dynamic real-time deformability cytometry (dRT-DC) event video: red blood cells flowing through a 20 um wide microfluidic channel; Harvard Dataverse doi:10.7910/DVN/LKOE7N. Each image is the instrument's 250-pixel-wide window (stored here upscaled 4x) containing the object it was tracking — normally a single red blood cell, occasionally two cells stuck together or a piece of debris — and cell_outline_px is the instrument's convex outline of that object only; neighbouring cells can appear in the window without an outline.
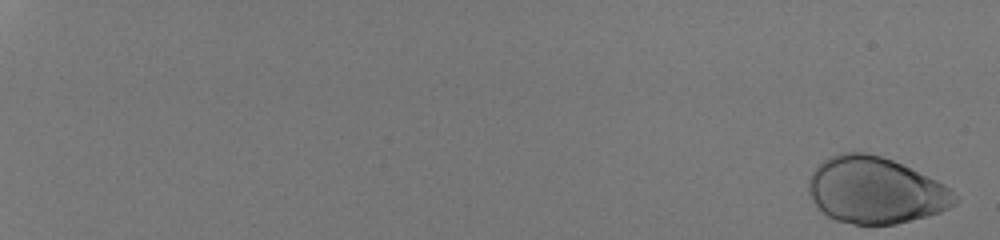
{"species": "human", "species_latin": "Homo sapiens", "temperature_condition": "room temperature", "stored_images_in_passage": 49, "camera_frame_rate_fps": 3000, "um_per_image_px": 0.085, "donor": {"sex": "male"}, "frame": {"image": 1, "passage_image": 1, "time_ms": 0.0, "image_size_px": [1000, 240], "cell_outline_px": [[932, 212], [920, 216], [892, 224], [856, 224], [832, 216], [816, 200], [812, 184], [816, 172], [824, 164], [832, 160], [844, 156], [876, 156], [900, 164], [908, 168], [928, 180]], "centroid_in_image_um": [74.05, 16.21], "position_along_channel_um": 10.9, "area_um2": 46.93}}
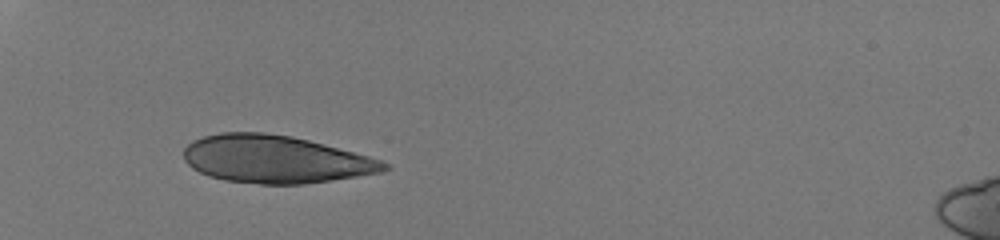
{"frame": {"image": 2, "passage_image": 22, "time_ms": 7.0, "image_size_px": [1000, 240], "cell_outline_px": [[384, 168], [372, 172], [324, 180], [296, 184], [264, 184], [232, 180], [212, 176], [196, 168], [184, 156], [184, 152], [196, 140], [208, 136], [228, 132], [252, 132], [288, 136], [320, 144], [348, 152], [372, 160], [380, 164]], "centroid_in_image_um": [23.24, 13.53], "position_along_channel_um": 61.8, "area_um2": 51.62}}